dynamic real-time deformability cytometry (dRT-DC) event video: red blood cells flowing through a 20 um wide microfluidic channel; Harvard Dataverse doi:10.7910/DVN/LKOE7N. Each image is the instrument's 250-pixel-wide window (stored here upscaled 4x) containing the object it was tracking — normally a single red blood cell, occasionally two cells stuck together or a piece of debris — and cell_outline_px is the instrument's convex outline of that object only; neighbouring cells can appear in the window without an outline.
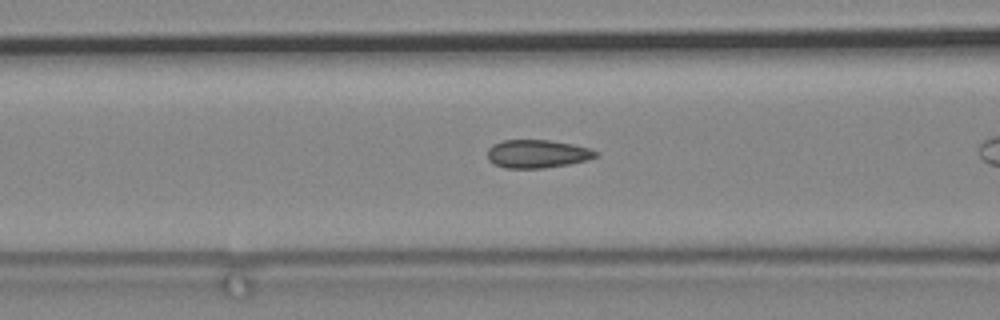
{"species": "common noctule bat (a hibernating species)", "species_latin": "Nyctalus noctula", "temperature_condition": "cold", "stored_images_in_passage": 7, "camera_frame_rate_fps": 3000, "um_per_image_px": 0.085, "animal": {"sex": "male", "body_mass_g": 19.2, "forearm_length_mm": 51.8}, "frame": {"image": 1, "passage_image": 5, "time_ms": 1.333, "image_size_px": [1000, 320], "cell_outline_px": [[600, 156], [588, 160], [568, 164], [544, 168], [504, 168], [492, 164], [488, 160], [488, 148], [492, 144], [504, 140], [548, 140], [572, 144], [588, 148], [600, 152]], "centroid_in_image_um": [45.67, 13.08], "position_along_channel_um": 120.9, "area_um2": 17.98}}